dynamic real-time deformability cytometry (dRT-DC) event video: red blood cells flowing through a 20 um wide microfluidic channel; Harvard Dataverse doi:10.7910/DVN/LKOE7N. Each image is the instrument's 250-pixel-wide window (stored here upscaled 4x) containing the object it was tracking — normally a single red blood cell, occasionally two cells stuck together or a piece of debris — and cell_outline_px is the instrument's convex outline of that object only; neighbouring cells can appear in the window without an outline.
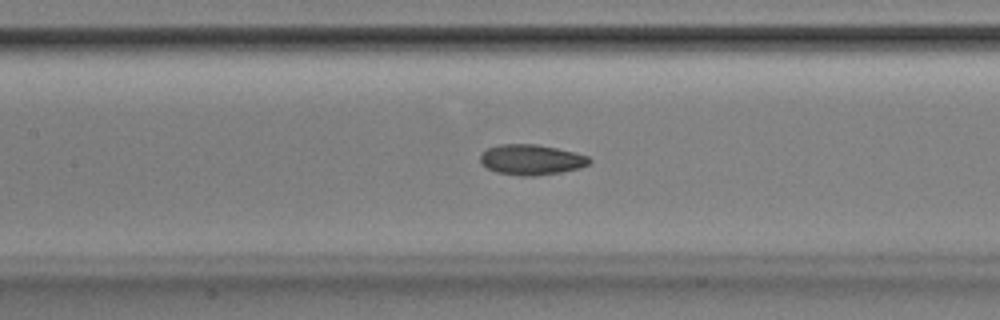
{"species": "Egyptian fruit bat (a non-hibernating species)", "species_latin": "Rousettus aegyptiacus", "temperature_condition": "room temperature", "stored_images_in_passage": 54, "segment_of_instrument_passage": [1, 2], "camera_frame_rate_fps": 3000, "um_per_image_px": 0.085, "animal": {"sex": "male"}, "frame": {"image": 1, "passage_image": 25, "time_ms": 8.0, "image_size_px": [1000, 320], "cell_outline_px": [[592, 160], [588, 164], [580, 168], [560, 172], [536, 176], [520, 176], [496, 172], [480, 164], [480, 152], [488, 148], [500, 144], [536, 144], [576, 152], [588, 156]], "centroid_in_image_um": [45.14, 13.57], "position_along_channel_um": 162.3, "area_um2": 19.48}}
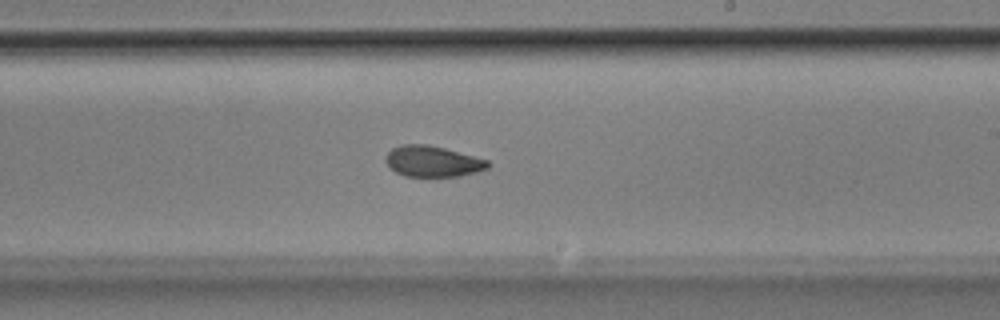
{"frame": {"image": 2, "passage_image": 32, "time_ms": 10.333, "image_size_px": [1000, 320], "cell_outline_px": [[488, 168], [476, 172], [460, 176], [404, 176], [396, 172], [384, 160], [388, 152], [392, 148], [400, 144], [428, 144], [444, 148], [488, 160]], "centroid_in_image_um": [36.75, 13.71], "position_along_channel_um": 252.3, "area_um2": 18.26}}
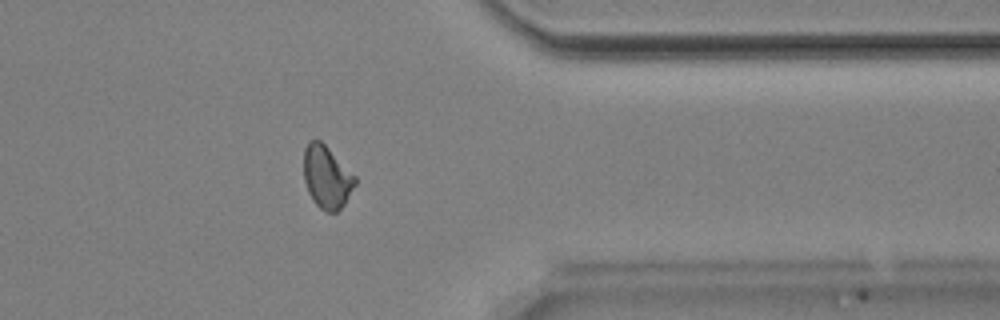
{"frame": {"image": 3, "passage_image": 43, "time_ms": 14.0, "image_size_px": [1000, 320], "cell_outline_px": [[356, 184], [344, 204], [336, 212], [328, 212], [320, 208], [312, 200], [308, 192], [304, 180], [304, 148], [308, 140], [320, 140], [356, 176]], "centroid_in_image_um": [27.76, 15.05], "position_along_channel_um": 383.6, "area_um2": 18.67}}